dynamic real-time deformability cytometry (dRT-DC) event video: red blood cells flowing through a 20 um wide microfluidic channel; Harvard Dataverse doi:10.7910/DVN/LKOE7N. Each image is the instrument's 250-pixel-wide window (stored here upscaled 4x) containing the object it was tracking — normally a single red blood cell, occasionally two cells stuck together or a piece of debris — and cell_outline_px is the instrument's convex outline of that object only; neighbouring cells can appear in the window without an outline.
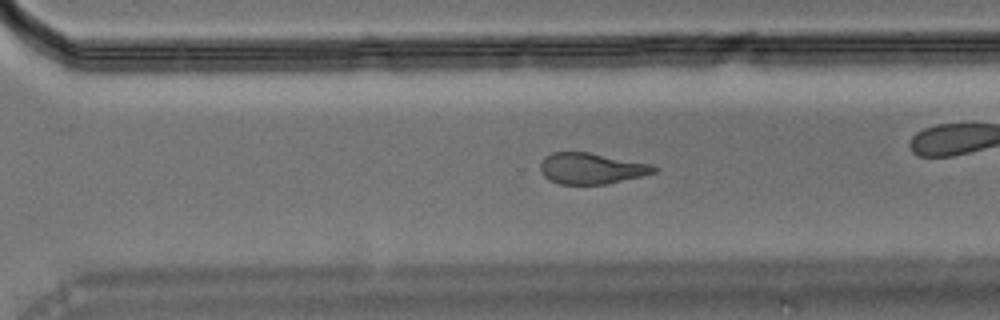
{"species": "Egyptian fruit bat (a non-hibernating species)", "species_latin": "Rousettus aegyptiacus", "temperature_condition": "room temperature", "stored_images_in_passage": 37, "camera_frame_rate_fps": 3000, "um_per_image_px": 0.085, "animal": {"sex": "male"}, "frame": {"image": 1, "passage_image": 22, "time_ms": 7.0, "image_size_px": [1000, 320], "cell_outline_px": [[660, 168], [656, 172], [640, 176], [604, 184], [560, 184], [548, 180], [540, 172], [540, 164], [544, 156], [552, 152], [588, 152], [652, 164]], "centroid_in_image_um": [50.24, 14.31], "position_along_channel_um": 320.4, "area_um2": 20.58}}